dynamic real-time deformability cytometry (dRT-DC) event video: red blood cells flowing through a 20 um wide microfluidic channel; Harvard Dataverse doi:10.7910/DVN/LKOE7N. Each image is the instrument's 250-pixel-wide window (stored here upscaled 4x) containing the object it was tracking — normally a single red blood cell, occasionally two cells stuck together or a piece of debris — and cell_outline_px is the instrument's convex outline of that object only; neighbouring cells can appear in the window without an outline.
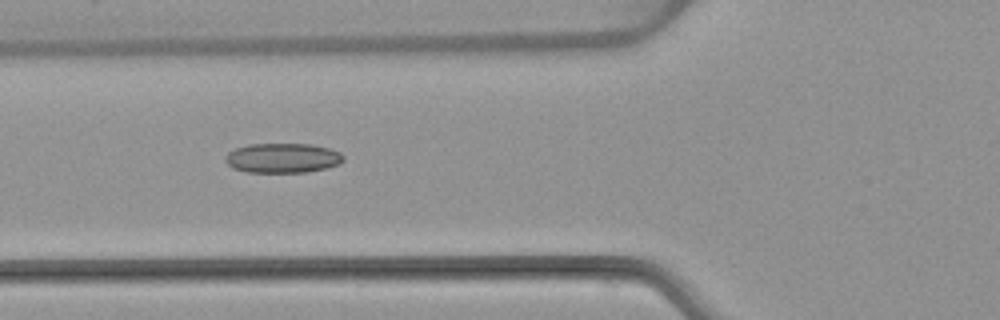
{"species": "common noctule bat (a hibernating species)", "species_latin": "Nyctalus noctula", "temperature_condition": "warm", "stored_images_in_passage": 6, "camera_frame_rate_fps": 3000, "um_per_image_px": 0.085, "animal": {"sex": "female", "body_mass_g": 22.7, "forearm_length_mm": 54.2}, "frame": {"image": 1, "passage_image": 5, "time_ms": 5.667, "image_size_px": [1000, 320], "cell_outline_px": [[344, 160], [340, 164], [324, 168], [304, 172], [248, 172], [232, 168], [224, 160], [224, 156], [228, 152], [236, 148], [248, 144], [312, 144], [328, 148], [340, 152], [344, 156]], "centroid_in_image_um": [24.0, 13.42], "position_along_channel_um": 101.8, "area_um2": 20.46}}
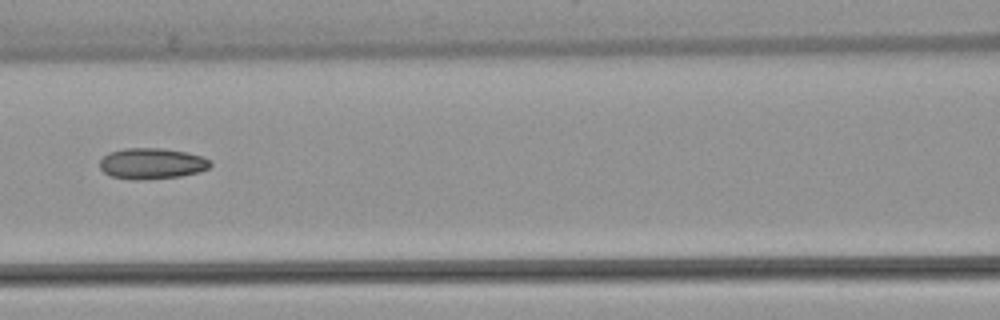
{"frame": {"image": 2, "passage_image": 6, "time_ms": 7.0, "image_size_px": [1000, 320], "cell_outline_px": [[212, 164], [208, 168], [200, 172], [180, 176], [144, 180], [132, 180], [112, 176], [104, 172], [100, 168], [100, 160], [108, 152], [124, 148], [160, 148], [184, 152], [204, 156], [212, 160]], "centroid_in_image_um": [12.92, 13.9], "position_along_channel_um": 153.7, "area_um2": 20.11}}